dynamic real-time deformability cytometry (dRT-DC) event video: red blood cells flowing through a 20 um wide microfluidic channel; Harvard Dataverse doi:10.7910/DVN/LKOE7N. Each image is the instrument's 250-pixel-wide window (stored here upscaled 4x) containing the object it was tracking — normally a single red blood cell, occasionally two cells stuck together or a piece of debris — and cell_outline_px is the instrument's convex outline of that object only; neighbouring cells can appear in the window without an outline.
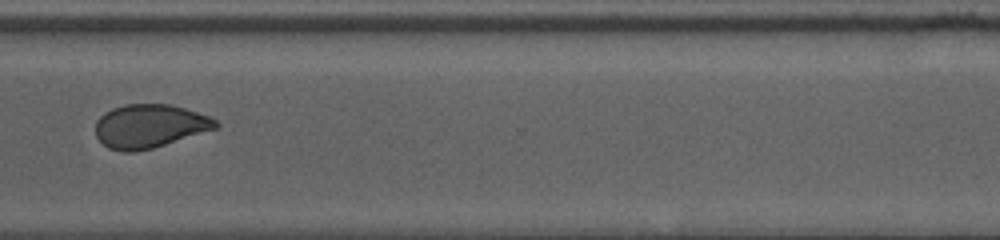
{"species": "human", "species_latin": "Homo sapiens", "temperature_condition": "cold", "stored_images_in_passage": 22, "segment_of_instrument_passage": [2, 2], "camera_frame_rate_fps": 3000, "um_per_image_px": 0.085, "donor": {"sex": "female"}, "frame": {"image": 1, "passage_image": 17, "time_ms": 15.667, "image_size_px": [1000, 240], "cell_outline_px": [[220, 124], [216, 128], [152, 148], [136, 152], [124, 152], [108, 148], [96, 136], [96, 120], [104, 112], [112, 108], [124, 104], [168, 104], [184, 108], [208, 116], [216, 120]], "centroid_in_image_um": [12.67, 10.71], "position_along_channel_um": 357.9, "area_um2": 30.29}}
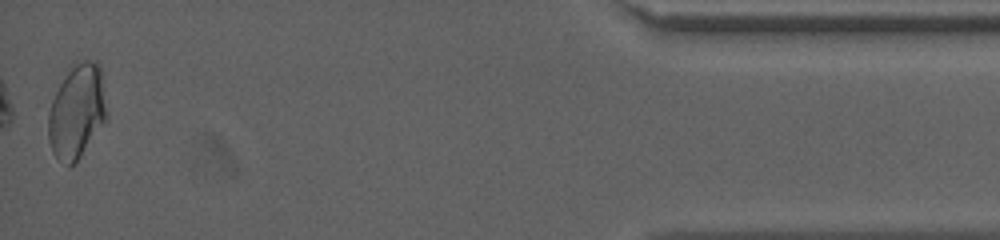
{"frame": {"image": 2, "passage_image": 22, "time_ms": 19.333, "image_size_px": [1000, 240], "cell_outline_px": [[108, 116], [80, 156], [68, 168], [52, 152], [48, 136], [48, 112], [52, 100], [60, 84], [68, 72], [76, 64], [84, 60], [96, 60], [100, 64], [108, 112]], "centroid_in_image_um": [6.55, 9.47], "position_along_channel_um": 428.7, "area_um2": 31.73}}